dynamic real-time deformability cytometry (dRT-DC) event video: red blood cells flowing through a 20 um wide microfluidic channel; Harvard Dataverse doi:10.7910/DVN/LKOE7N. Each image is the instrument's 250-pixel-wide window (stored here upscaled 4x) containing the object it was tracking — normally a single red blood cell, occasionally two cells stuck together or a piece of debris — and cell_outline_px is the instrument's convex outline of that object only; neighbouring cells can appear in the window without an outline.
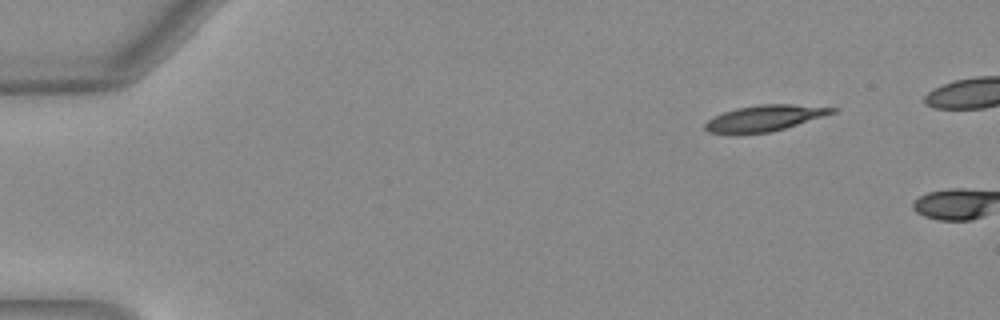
{"species": "Egyptian fruit bat (a non-hibernating species)", "species_latin": "Rousettus aegyptiacus", "temperature_condition": "warm", "stored_images_in_passage": 3, "camera_frame_rate_fps": 3000, "um_per_image_px": 0.085, "animal": {"sex": "female"}, "frame": {"image": 1, "passage_image": 1, "time_ms": 0.0, "image_size_px": [1000, 320], "cell_outline_px": [[840, 108], [836, 112], [784, 128], [768, 132], [732, 136], [708, 132], [704, 128], [704, 124], [708, 120], [724, 112], [736, 108], [756, 104], [792, 104]], "centroid_in_image_um": [64.92, 10.06], "position_along_channel_um": 20.1, "area_um2": 19.54}}